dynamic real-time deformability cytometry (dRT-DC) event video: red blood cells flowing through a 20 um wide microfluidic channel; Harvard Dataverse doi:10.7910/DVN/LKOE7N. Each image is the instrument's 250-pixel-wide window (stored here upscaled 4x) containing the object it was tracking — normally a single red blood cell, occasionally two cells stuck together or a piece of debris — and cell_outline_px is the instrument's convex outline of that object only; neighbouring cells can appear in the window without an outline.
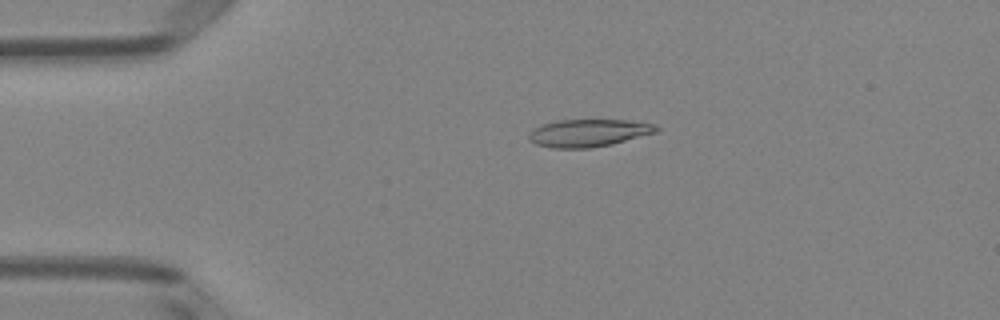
{"species": "Egyptian fruit bat (a non-hibernating species)", "species_latin": "Rousettus aegyptiacus", "temperature_condition": "room temperature", "stored_images_in_passage": 47, "camera_frame_rate_fps": 3000, "um_per_image_px": 0.085, "animal": {"sex": "female"}, "frame": {"image": 1, "passage_image": 7, "time_ms": 2.0, "image_size_px": [1000, 320], "cell_outline_px": [[660, 128], [656, 132], [612, 144], [588, 148], [552, 148], [536, 144], [528, 140], [528, 136], [532, 128], [540, 124], [556, 120], [624, 120], [656, 124]], "centroid_in_image_um": [49.97, 11.29], "position_along_channel_um": 35.0, "area_um2": 20.52}}
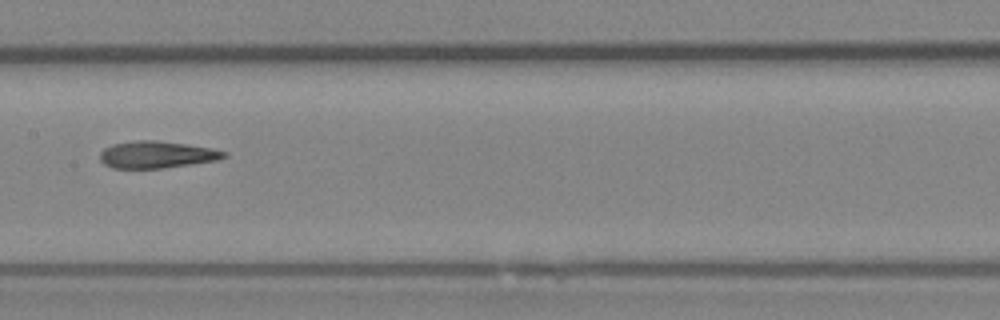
{"frame": {"image": 2, "passage_image": 22, "time_ms": 7.0, "image_size_px": [1000, 320], "cell_outline_px": [[228, 156], [216, 160], [164, 168], [112, 168], [104, 164], [100, 160], [100, 152], [104, 148], [112, 144], [136, 140], [156, 140], [212, 148], [228, 152]], "centroid_in_image_um": [13.31, 13.14], "position_along_channel_um": 194.1, "area_um2": 19.48}}
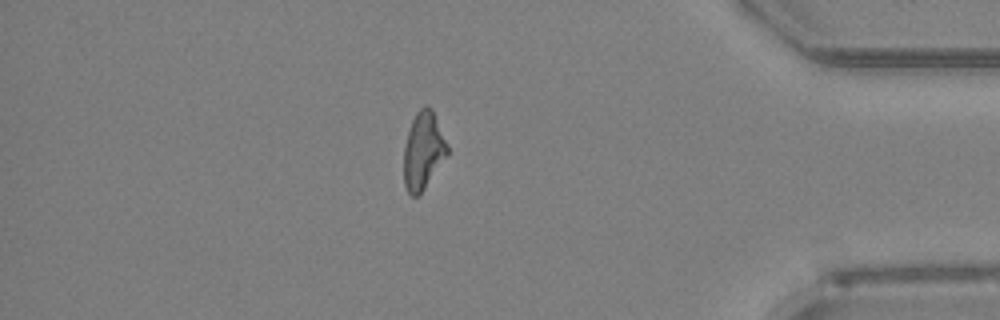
{"frame": {"image": 3, "passage_image": 40, "time_ms": 13.0, "image_size_px": [1000, 320], "cell_outline_px": [[448, 152], [424, 188], [416, 196], [412, 196], [408, 192], [404, 184], [404, 148], [408, 132], [412, 120], [416, 112], [424, 104], [428, 104], [432, 108], [448, 144]], "centroid_in_image_um": [35.97, 12.74], "position_along_channel_um": 399.2, "area_um2": 19.36}, "authors_computed_cell_mechanics": {"area_um2": 19.941, "velocity_mm_per_s": 4.0063, "shape_relaxation_time_tau1_ms": 10.5567, "shape_relaxation_time_tau2_ms": 2.6433, "deformation_change_tau1": 0.2709, "deformation_change_tau2": 0.127}}